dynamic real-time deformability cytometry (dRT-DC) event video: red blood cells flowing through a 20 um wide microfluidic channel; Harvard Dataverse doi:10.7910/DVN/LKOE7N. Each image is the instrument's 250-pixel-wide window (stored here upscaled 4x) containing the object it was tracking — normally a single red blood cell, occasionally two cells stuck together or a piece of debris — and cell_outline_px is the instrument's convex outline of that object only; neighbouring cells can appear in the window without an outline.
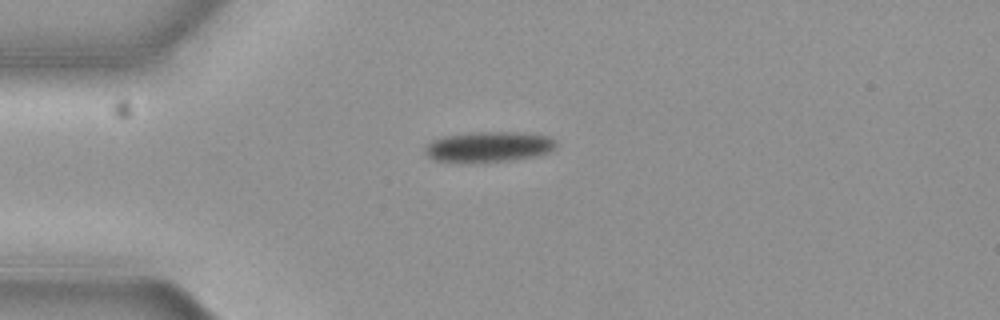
{"species": "common noctule bat (a hibernating species)", "species_latin": "Nyctalus noctula", "temperature_condition": "cold", "stored_images_in_passage": 43, "camera_frame_rate_fps": 3000, "um_per_image_px": 0.085, "animal": {"sex": "female", "body_mass_g": 19.3, "forearm_length_mm": 54.1}, "frame": {"image": 1, "passage_image": 1, "time_ms": 0.0, "image_size_px": [1000, 320], "cell_outline_px": [[556, 144], [548, 152], [532, 156], [508, 160], [432, 160], [424, 152], [424, 148], [432, 140], [444, 136], [476, 132], [512, 132], [548, 136], [556, 140]], "centroid_in_image_um": [41.52, 12.44], "position_along_channel_um": 43.5, "area_um2": 22.2}}
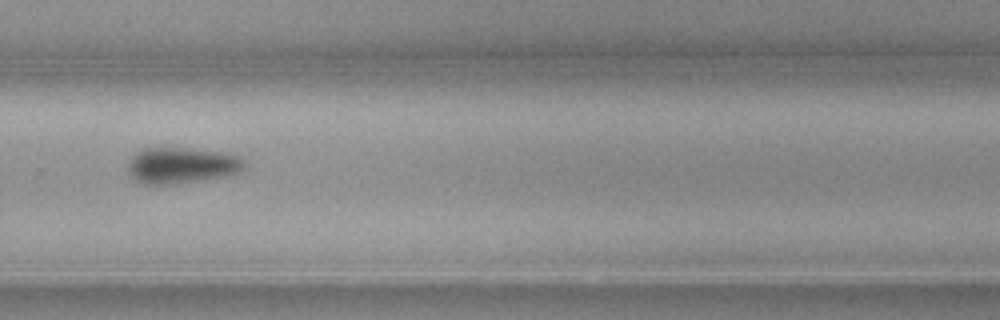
{"frame": {"image": 2, "passage_image": 25, "time_ms": 8.0, "image_size_px": [1000, 320], "cell_outline_px": [[244, 168], [240, 172], [220, 176], [172, 184], [144, 184], [136, 180], [128, 172], [128, 164], [132, 156], [144, 148], [184, 148], [228, 152], [240, 156], [244, 160]], "centroid_in_image_um": [15.45, 14.04], "position_along_channel_um": 314.4, "area_um2": 24.22}}
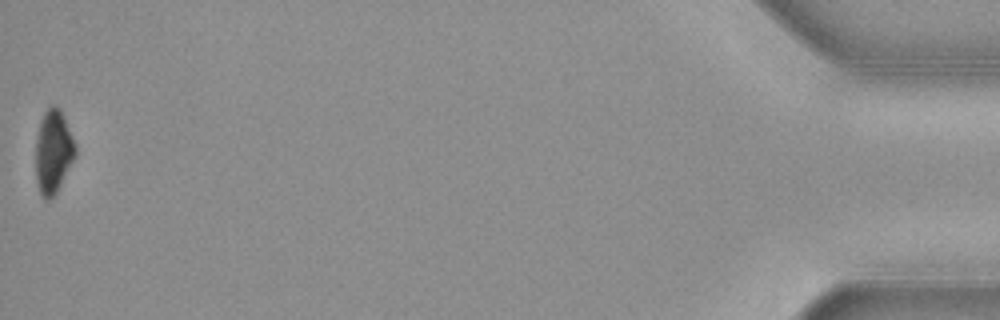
{"frame": {"image": 3, "passage_image": 43, "time_ms": 14.0, "image_size_px": [1000, 320], "cell_outline_px": [[76, 156], [52, 200], [44, 200], [40, 192], [36, 176], [36, 140], [40, 124], [44, 112], [52, 104], [56, 104], [60, 108], [76, 144]], "centroid_in_image_um": [4.54, 12.89], "position_along_channel_um": 430.7, "area_um2": 19.31}, "authors_computed_cell_mechanics": {"area_um2": 23.4668, "velocity_mm_per_s": 3.6774, "shape_relaxation_time_tau1_ms": null, "shape_relaxation_time_tau2_ms": 10.4626, "deformation_change_tau1": null, "deformation_change_tau2": 0.1825}}